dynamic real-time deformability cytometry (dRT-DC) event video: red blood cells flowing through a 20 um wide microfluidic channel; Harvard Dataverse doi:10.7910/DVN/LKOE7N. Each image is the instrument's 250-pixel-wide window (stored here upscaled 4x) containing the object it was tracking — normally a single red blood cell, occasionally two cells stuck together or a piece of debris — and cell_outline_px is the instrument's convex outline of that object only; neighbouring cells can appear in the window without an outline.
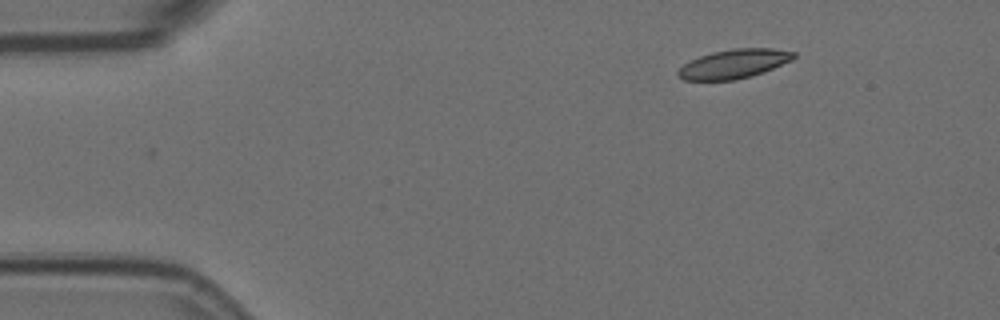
{"species": "Egyptian fruit bat (a non-hibernating species)", "species_latin": "Rousettus aegyptiacus", "temperature_condition": "room temperature", "stored_images_in_passage": 41, "camera_frame_rate_fps": 3000, "um_per_image_px": 0.085, "animal": {"sex": "female"}, "frame": {"image": 1, "passage_image": 1, "time_ms": 0.0, "image_size_px": [1000, 320], "cell_outline_px": [[796, 56], [792, 60], [764, 72], [752, 76], [736, 80], [684, 80], [676, 76], [676, 72], [684, 64], [700, 56], [712, 52], [732, 48], [772, 48], [796, 52]], "centroid_in_image_um": [62.39, 5.43], "position_along_channel_um": 22.6, "area_um2": 19.71}}
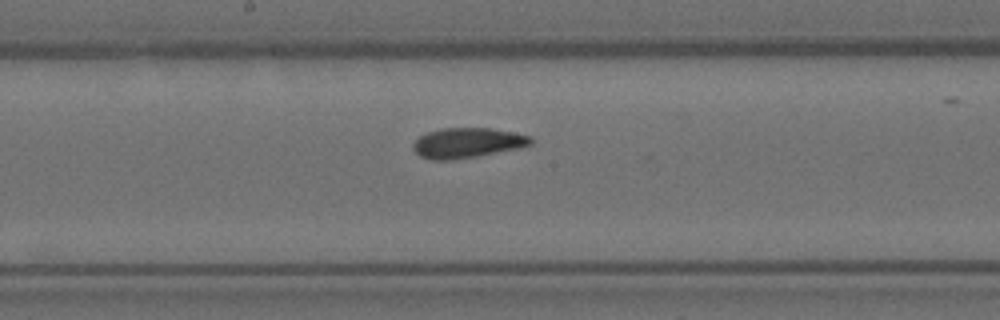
{"frame": {"image": 2, "passage_image": 23, "time_ms": 7.333, "image_size_px": [1000, 320], "cell_outline_px": [[532, 144], [520, 148], [476, 156], [452, 160], [432, 160], [420, 156], [412, 148], [412, 144], [420, 136], [428, 132], [440, 128], [492, 128], [532, 136]], "centroid_in_image_um": [39.72, 12.14], "position_along_channel_um": 208.5, "area_um2": 20.63}}
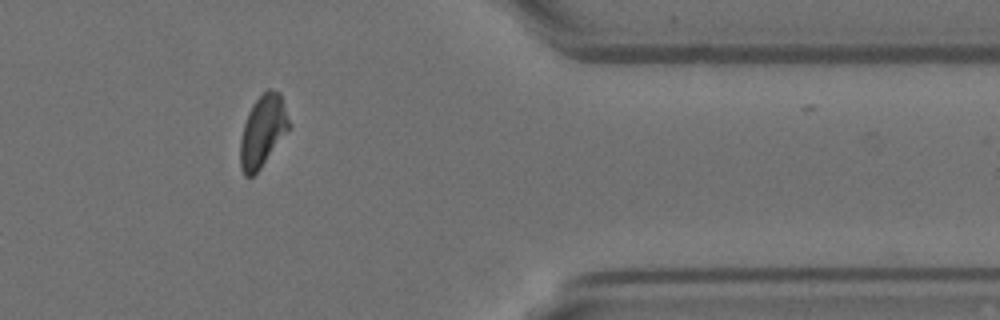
{"frame": {"image": 3, "passage_image": 40, "time_ms": 13.0, "image_size_px": [1000, 320], "cell_outline_px": [[288, 128], [260, 168], [252, 176], [244, 176], [240, 168], [240, 140], [244, 124], [248, 112], [252, 104], [268, 88], [280, 92], [288, 120]], "centroid_in_image_um": [22.28, 11.13], "position_along_channel_um": 389.1, "area_um2": 19.65}}